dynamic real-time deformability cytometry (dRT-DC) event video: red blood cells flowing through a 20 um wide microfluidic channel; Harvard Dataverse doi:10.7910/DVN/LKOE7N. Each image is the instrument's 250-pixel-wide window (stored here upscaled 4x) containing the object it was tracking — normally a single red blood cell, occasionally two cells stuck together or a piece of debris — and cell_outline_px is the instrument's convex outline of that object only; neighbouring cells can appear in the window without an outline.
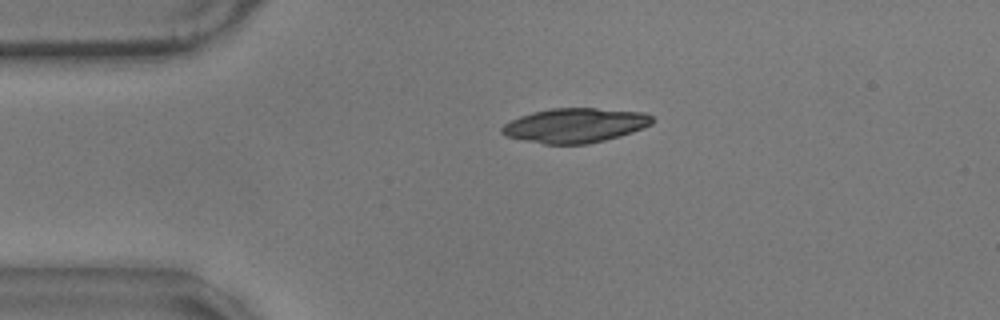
{"species": "common noctule bat (a hibernating species)", "species_latin": "Nyctalus noctula", "temperature_condition": "warm", "stored_images_in_passage": 46, "camera_frame_rate_fps": 3000, "um_per_image_px": 0.085, "animal": {"sex": "male", "body_mass_g": 17.9}, "frame": {"image": 1, "passage_image": 1, "time_ms": 0.0, "image_size_px": [1000, 320], "cell_outline_px": [[652, 124], [644, 128], [620, 136], [588, 144], [544, 144], [524, 140], [508, 136], [500, 132], [500, 128], [504, 124], [520, 116], [532, 112], [552, 108], [596, 108], [644, 112], [652, 116]], "centroid_in_image_um": [48.89, 10.65], "position_along_channel_um": 36.1, "area_um2": 30.17}}
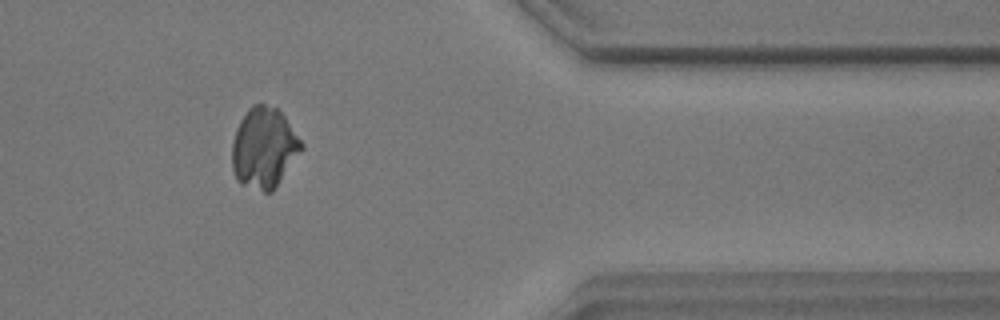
{"frame": {"image": 2, "passage_image": 36, "time_ms": 11.667, "image_size_px": [1000, 320], "cell_outline_px": [[304, 148], [272, 192], [264, 192], [240, 184], [236, 180], [232, 168], [232, 144], [236, 128], [240, 120], [248, 108], [252, 104], [264, 104], [276, 108], [284, 116], [304, 144]], "centroid_in_image_um": [22.43, 12.58], "position_along_channel_um": 389.0, "area_um2": 32.66}}
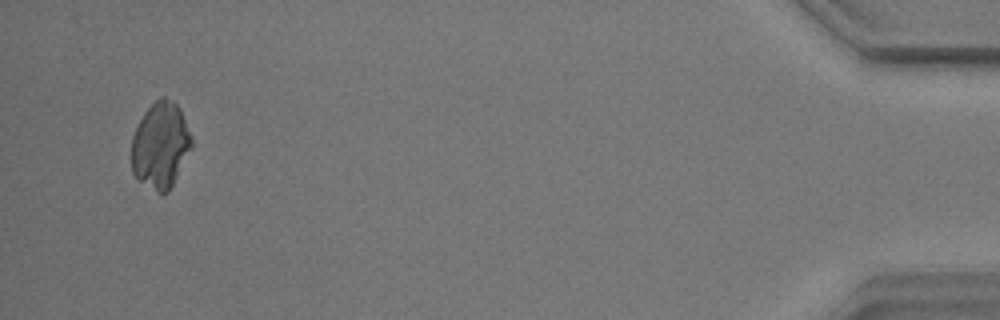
{"frame": {"image": 3, "passage_image": 44, "time_ms": 14.333, "image_size_px": [1000, 320], "cell_outline_px": [[192, 148], [168, 192], [156, 192], [136, 180], [132, 172], [132, 136], [144, 112], [160, 96], [164, 96], [176, 104], [180, 108], [192, 136]], "centroid_in_image_um": [13.64, 12.35], "position_along_channel_um": 421.6, "area_um2": 30.23}}